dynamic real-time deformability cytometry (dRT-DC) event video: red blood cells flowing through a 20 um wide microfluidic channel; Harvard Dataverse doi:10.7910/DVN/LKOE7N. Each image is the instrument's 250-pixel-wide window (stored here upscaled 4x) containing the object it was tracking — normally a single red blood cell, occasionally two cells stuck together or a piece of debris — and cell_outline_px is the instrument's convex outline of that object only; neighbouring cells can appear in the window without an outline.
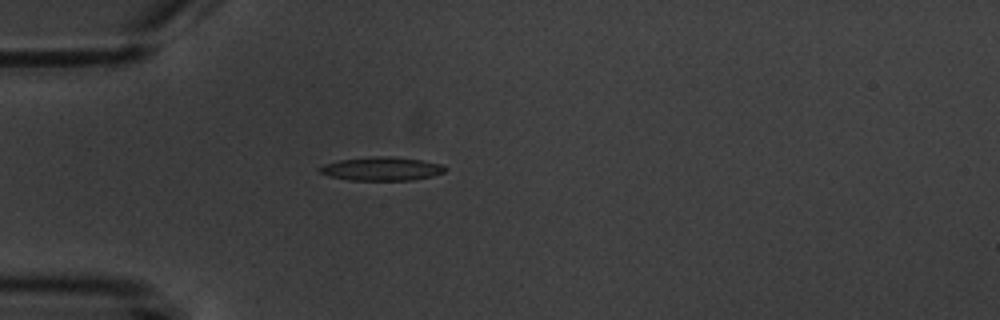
{"species": "common noctule bat (a hibernating species)", "species_latin": "Nyctalus noctula", "temperature_condition": "warm", "stored_images_in_passage": 5, "camera_frame_rate_fps": 3000, "um_per_image_px": 0.085, "animal": {"sex": "male", "body_mass_g": 20.1, "forearm_length_mm": 53.5}, "frame": {"image": 1, "passage_image": 4, "time_ms": 4.667, "image_size_px": [1000, 320], "cell_outline_px": [[448, 168], [444, 172], [432, 176], [412, 180], [348, 180], [328, 176], [320, 172], [316, 168], [324, 164], [340, 160], [380, 156], [392, 156], [420, 160], [444, 164]], "centroid_in_image_um": [32.45, 14.35], "position_along_channel_um": 52.5, "area_um2": 17.28}}